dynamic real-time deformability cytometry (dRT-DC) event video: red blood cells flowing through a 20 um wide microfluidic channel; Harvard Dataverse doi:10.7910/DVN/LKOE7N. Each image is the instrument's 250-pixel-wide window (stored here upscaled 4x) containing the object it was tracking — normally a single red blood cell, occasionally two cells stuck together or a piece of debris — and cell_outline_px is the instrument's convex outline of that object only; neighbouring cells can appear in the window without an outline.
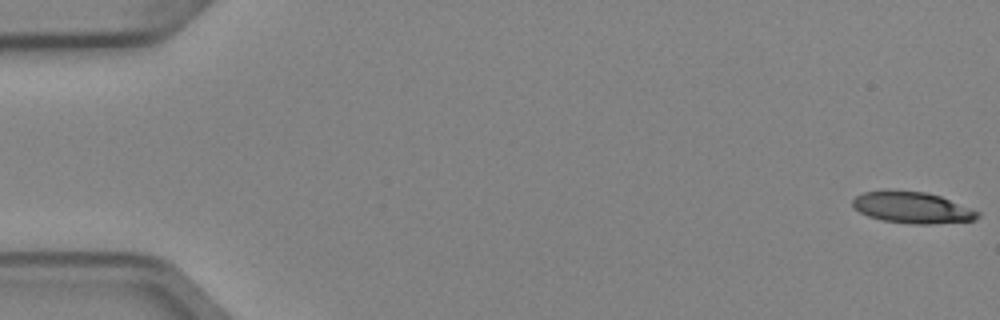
{"species": "Egyptian fruit bat (a non-hibernating species)", "species_latin": "Rousettus aegyptiacus", "temperature_condition": "cold", "stored_images_in_passage": 6, "camera_frame_rate_fps": 3000, "um_per_image_px": 0.085, "animal": {"sex": "female"}, "frame": {"image": 1, "passage_image": 1, "time_ms": 0.0, "image_size_px": [1000, 320], "cell_outline_px": [[980, 216], [976, 220], [928, 224], [912, 224], [880, 220], [868, 216], [860, 212], [852, 204], [852, 200], [856, 196], [864, 192], [928, 192], [940, 196], [972, 208], [980, 212]], "centroid_in_image_um": [77.6, 17.67], "position_along_channel_um": 7.4, "area_um2": 22.43}}
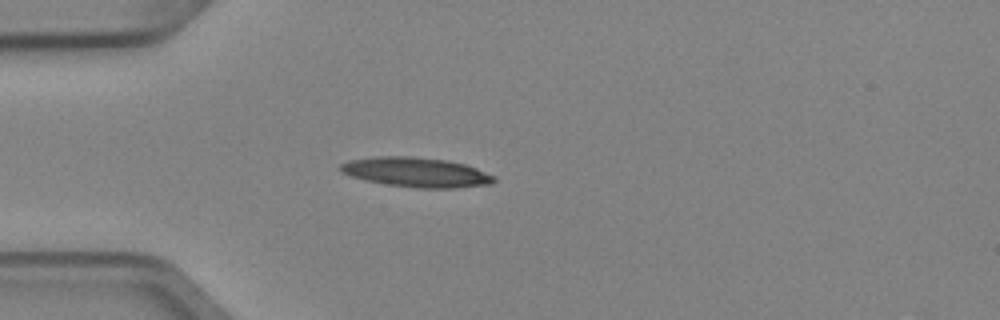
{"frame": {"image": 2, "passage_image": 5, "time_ms": 1.333, "image_size_px": [1000, 320], "cell_outline_px": [[496, 180], [492, 184], [456, 188], [416, 188], [388, 184], [364, 180], [340, 172], [340, 164], [348, 160], [372, 156], [412, 156], [448, 160], [464, 164], [476, 168], [496, 176]], "centroid_in_image_um": [35.39, 14.63], "position_along_channel_um": 49.6, "area_um2": 26.76}}